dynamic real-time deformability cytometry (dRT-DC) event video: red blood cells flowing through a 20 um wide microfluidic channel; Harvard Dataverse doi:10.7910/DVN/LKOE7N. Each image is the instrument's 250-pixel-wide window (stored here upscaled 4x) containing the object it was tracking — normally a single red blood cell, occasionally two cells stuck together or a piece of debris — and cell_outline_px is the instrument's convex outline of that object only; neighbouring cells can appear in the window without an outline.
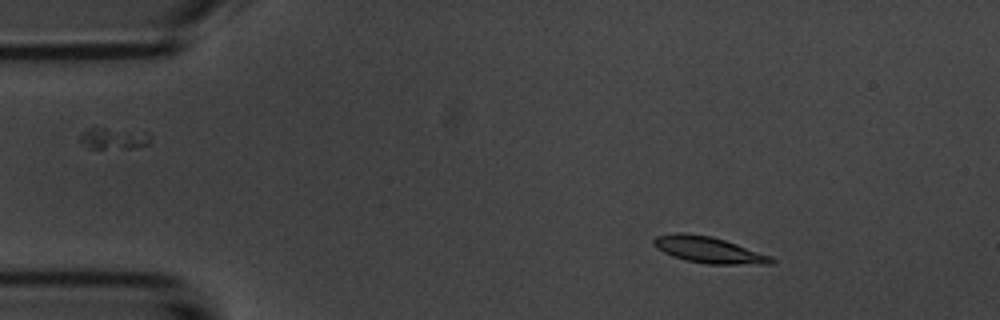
{"species": "common noctule bat (a hibernating species)", "species_latin": "Nyctalus noctula", "temperature_condition": "room temperature", "stored_images_in_passage": 5, "camera_frame_rate_fps": 3000, "um_per_image_px": 0.085, "animal": {"sex": "male", "body_mass_g": 20.1, "forearm_length_mm": 53.5}, "frame": {"image": 1, "passage_image": 3, "time_ms": 2.333, "image_size_px": [1000, 320], "cell_outline_px": [[776, 260], [772, 264], [708, 264], [684, 260], [672, 256], [656, 248], [652, 244], [652, 240], [656, 236], [676, 232], [680, 232], [712, 236], [772, 256]], "centroid_in_image_um": [60.21, 21.24], "position_along_channel_um": 24.8, "area_um2": 18.09}}